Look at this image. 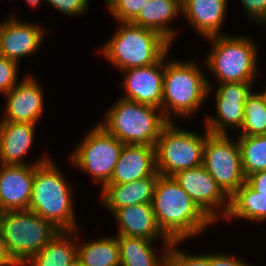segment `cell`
<instances>
[{
	"label": "cell",
	"instance_id": "obj_1",
	"mask_svg": "<svg viewBox=\"0 0 266 266\" xmlns=\"http://www.w3.org/2000/svg\"><path fill=\"white\" fill-rule=\"evenodd\" d=\"M151 204L158 227L170 241L196 239L215 224L173 176L159 175Z\"/></svg>",
	"mask_w": 266,
	"mask_h": 266
},
{
	"label": "cell",
	"instance_id": "obj_2",
	"mask_svg": "<svg viewBox=\"0 0 266 266\" xmlns=\"http://www.w3.org/2000/svg\"><path fill=\"white\" fill-rule=\"evenodd\" d=\"M172 49L165 54L162 93V113L169 122L193 119L208 99V81L204 61L170 58ZM204 68H203V65ZM205 72V73H204ZM177 119V120H175Z\"/></svg>",
	"mask_w": 266,
	"mask_h": 266
},
{
	"label": "cell",
	"instance_id": "obj_3",
	"mask_svg": "<svg viewBox=\"0 0 266 266\" xmlns=\"http://www.w3.org/2000/svg\"><path fill=\"white\" fill-rule=\"evenodd\" d=\"M35 165L29 210L50 221L59 230L81 228L75 211V190L67 174L54 162ZM64 173V174H63Z\"/></svg>",
	"mask_w": 266,
	"mask_h": 266
},
{
	"label": "cell",
	"instance_id": "obj_4",
	"mask_svg": "<svg viewBox=\"0 0 266 266\" xmlns=\"http://www.w3.org/2000/svg\"><path fill=\"white\" fill-rule=\"evenodd\" d=\"M111 37L98 49L118 72L157 63L173 45L158 32L130 22H115Z\"/></svg>",
	"mask_w": 266,
	"mask_h": 266
},
{
	"label": "cell",
	"instance_id": "obj_5",
	"mask_svg": "<svg viewBox=\"0 0 266 266\" xmlns=\"http://www.w3.org/2000/svg\"><path fill=\"white\" fill-rule=\"evenodd\" d=\"M228 33L205 38L204 41L210 42L203 60L210 72L207 75H213L217 84L256 82L260 73L259 43L251 35Z\"/></svg>",
	"mask_w": 266,
	"mask_h": 266
},
{
	"label": "cell",
	"instance_id": "obj_6",
	"mask_svg": "<svg viewBox=\"0 0 266 266\" xmlns=\"http://www.w3.org/2000/svg\"><path fill=\"white\" fill-rule=\"evenodd\" d=\"M97 123L123 144L155 146L169 121L160 108L119 97Z\"/></svg>",
	"mask_w": 266,
	"mask_h": 266
},
{
	"label": "cell",
	"instance_id": "obj_7",
	"mask_svg": "<svg viewBox=\"0 0 266 266\" xmlns=\"http://www.w3.org/2000/svg\"><path fill=\"white\" fill-rule=\"evenodd\" d=\"M59 231L50 221L29 209L1 214L0 236L17 266H24Z\"/></svg>",
	"mask_w": 266,
	"mask_h": 266
},
{
	"label": "cell",
	"instance_id": "obj_8",
	"mask_svg": "<svg viewBox=\"0 0 266 266\" xmlns=\"http://www.w3.org/2000/svg\"><path fill=\"white\" fill-rule=\"evenodd\" d=\"M179 125V121L169 122L156 141V169L162 176L203 165L204 145L210 132L205 127L199 133Z\"/></svg>",
	"mask_w": 266,
	"mask_h": 266
},
{
	"label": "cell",
	"instance_id": "obj_9",
	"mask_svg": "<svg viewBox=\"0 0 266 266\" xmlns=\"http://www.w3.org/2000/svg\"><path fill=\"white\" fill-rule=\"evenodd\" d=\"M82 138L68 154L69 164L90 176L95 184L100 185L101 191L110 181L124 144L106 132L97 121Z\"/></svg>",
	"mask_w": 266,
	"mask_h": 266
},
{
	"label": "cell",
	"instance_id": "obj_10",
	"mask_svg": "<svg viewBox=\"0 0 266 266\" xmlns=\"http://www.w3.org/2000/svg\"><path fill=\"white\" fill-rule=\"evenodd\" d=\"M203 167L228 198L246 182L240 147L237 138L231 135H207L203 150Z\"/></svg>",
	"mask_w": 266,
	"mask_h": 266
},
{
	"label": "cell",
	"instance_id": "obj_11",
	"mask_svg": "<svg viewBox=\"0 0 266 266\" xmlns=\"http://www.w3.org/2000/svg\"><path fill=\"white\" fill-rule=\"evenodd\" d=\"M211 80L207 78L208 98L214 94L216 113L205 115L204 127L211 134L230 135L242 126L245 101L256 82H225L215 86Z\"/></svg>",
	"mask_w": 266,
	"mask_h": 266
},
{
	"label": "cell",
	"instance_id": "obj_12",
	"mask_svg": "<svg viewBox=\"0 0 266 266\" xmlns=\"http://www.w3.org/2000/svg\"><path fill=\"white\" fill-rule=\"evenodd\" d=\"M0 20V55L19 65L40 50L48 29L36 21H25L12 12ZM36 22V23H35Z\"/></svg>",
	"mask_w": 266,
	"mask_h": 266
},
{
	"label": "cell",
	"instance_id": "obj_13",
	"mask_svg": "<svg viewBox=\"0 0 266 266\" xmlns=\"http://www.w3.org/2000/svg\"><path fill=\"white\" fill-rule=\"evenodd\" d=\"M173 177L215 224L223 221L228 213L229 198L203 165L181 170Z\"/></svg>",
	"mask_w": 266,
	"mask_h": 266
},
{
	"label": "cell",
	"instance_id": "obj_14",
	"mask_svg": "<svg viewBox=\"0 0 266 266\" xmlns=\"http://www.w3.org/2000/svg\"><path fill=\"white\" fill-rule=\"evenodd\" d=\"M8 93L4 94L5 104L0 120L11 122H29L37 124L44 115L45 92L37 77L28 72Z\"/></svg>",
	"mask_w": 266,
	"mask_h": 266
},
{
	"label": "cell",
	"instance_id": "obj_15",
	"mask_svg": "<svg viewBox=\"0 0 266 266\" xmlns=\"http://www.w3.org/2000/svg\"><path fill=\"white\" fill-rule=\"evenodd\" d=\"M164 71L165 55L150 66L120 71L123 78L117 85L125 91L120 97L161 109Z\"/></svg>",
	"mask_w": 266,
	"mask_h": 266
},
{
	"label": "cell",
	"instance_id": "obj_16",
	"mask_svg": "<svg viewBox=\"0 0 266 266\" xmlns=\"http://www.w3.org/2000/svg\"><path fill=\"white\" fill-rule=\"evenodd\" d=\"M36 127L38 125L29 122L0 120V164L40 165L51 158L52 154L47 150L34 161H26L38 132Z\"/></svg>",
	"mask_w": 266,
	"mask_h": 266
},
{
	"label": "cell",
	"instance_id": "obj_17",
	"mask_svg": "<svg viewBox=\"0 0 266 266\" xmlns=\"http://www.w3.org/2000/svg\"><path fill=\"white\" fill-rule=\"evenodd\" d=\"M35 165L0 164V211L28 210Z\"/></svg>",
	"mask_w": 266,
	"mask_h": 266
},
{
	"label": "cell",
	"instance_id": "obj_18",
	"mask_svg": "<svg viewBox=\"0 0 266 266\" xmlns=\"http://www.w3.org/2000/svg\"><path fill=\"white\" fill-rule=\"evenodd\" d=\"M182 16L200 38L225 35L229 0H181Z\"/></svg>",
	"mask_w": 266,
	"mask_h": 266
},
{
	"label": "cell",
	"instance_id": "obj_19",
	"mask_svg": "<svg viewBox=\"0 0 266 266\" xmlns=\"http://www.w3.org/2000/svg\"><path fill=\"white\" fill-rule=\"evenodd\" d=\"M157 172L155 146L124 144L108 184H125Z\"/></svg>",
	"mask_w": 266,
	"mask_h": 266
},
{
	"label": "cell",
	"instance_id": "obj_20",
	"mask_svg": "<svg viewBox=\"0 0 266 266\" xmlns=\"http://www.w3.org/2000/svg\"><path fill=\"white\" fill-rule=\"evenodd\" d=\"M111 216L115 218L117 233L130 237L146 238L153 241L171 242L157 225L151 203L122 207Z\"/></svg>",
	"mask_w": 266,
	"mask_h": 266
},
{
	"label": "cell",
	"instance_id": "obj_21",
	"mask_svg": "<svg viewBox=\"0 0 266 266\" xmlns=\"http://www.w3.org/2000/svg\"><path fill=\"white\" fill-rule=\"evenodd\" d=\"M156 172L152 176L145 177L125 184H107L99 192V202L103 210L113 214L122 207H129L136 204L151 203L154 195L155 184L159 178ZM105 208V209H104Z\"/></svg>",
	"mask_w": 266,
	"mask_h": 266
},
{
	"label": "cell",
	"instance_id": "obj_22",
	"mask_svg": "<svg viewBox=\"0 0 266 266\" xmlns=\"http://www.w3.org/2000/svg\"><path fill=\"white\" fill-rule=\"evenodd\" d=\"M178 16H182L181 0H148L130 23L158 32L173 45L180 36L172 26Z\"/></svg>",
	"mask_w": 266,
	"mask_h": 266
},
{
	"label": "cell",
	"instance_id": "obj_23",
	"mask_svg": "<svg viewBox=\"0 0 266 266\" xmlns=\"http://www.w3.org/2000/svg\"><path fill=\"white\" fill-rule=\"evenodd\" d=\"M116 238L120 250V266H168V249L171 242L159 243L125 235H116ZM157 242L160 244L159 250L158 246H155Z\"/></svg>",
	"mask_w": 266,
	"mask_h": 266
},
{
	"label": "cell",
	"instance_id": "obj_24",
	"mask_svg": "<svg viewBox=\"0 0 266 266\" xmlns=\"http://www.w3.org/2000/svg\"><path fill=\"white\" fill-rule=\"evenodd\" d=\"M83 230L82 227L77 229V258L84 266H120L116 235H103L97 239L83 241L80 238Z\"/></svg>",
	"mask_w": 266,
	"mask_h": 266
},
{
	"label": "cell",
	"instance_id": "obj_25",
	"mask_svg": "<svg viewBox=\"0 0 266 266\" xmlns=\"http://www.w3.org/2000/svg\"><path fill=\"white\" fill-rule=\"evenodd\" d=\"M234 219V220H233ZM235 219L262 223L266 221V194L255 191L245 182L230 198L229 209L225 218L226 223Z\"/></svg>",
	"mask_w": 266,
	"mask_h": 266
},
{
	"label": "cell",
	"instance_id": "obj_26",
	"mask_svg": "<svg viewBox=\"0 0 266 266\" xmlns=\"http://www.w3.org/2000/svg\"><path fill=\"white\" fill-rule=\"evenodd\" d=\"M77 258V230H60L24 266H68Z\"/></svg>",
	"mask_w": 266,
	"mask_h": 266
},
{
	"label": "cell",
	"instance_id": "obj_27",
	"mask_svg": "<svg viewBox=\"0 0 266 266\" xmlns=\"http://www.w3.org/2000/svg\"><path fill=\"white\" fill-rule=\"evenodd\" d=\"M245 177L266 170V135L237 136Z\"/></svg>",
	"mask_w": 266,
	"mask_h": 266
},
{
	"label": "cell",
	"instance_id": "obj_28",
	"mask_svg": "<svg viewBox=\"0 0 266 266\" xmlns=\"http://www.w3.org/2000/svg\"><path fill=\"white\" fill-rule=\"evenodd\" d=\"M237 133L238 136L266 135V108L257 89H253L245 101L244 120Z\"/></svg>",
	"mask_w": 266,
	"mask_h": 266
},
{
	"label": "cell",
	"instance_id": "obj_29",
	"mask_svg": "<svg viewBox=\"0 0 266 266\" xmlns=\"http://www.w3.org/2000/svg\"><path fill=\"white\" fill-rule=\"evenodd\" d=\"M184 241H171L168 249V266H211V252L194 254L179 246Z\"/></svg>",
	"mask_w": 266,
	"mask_h": 266
},
{
	"label": "cell",
	"instance_id": "obj_30",
	"mask_svg": "<svg viewBox=\"0 0 266 266\" xmlns=\"http://www.w3.org/2000/svg\"><path fill=\"white\" fill-rule=\"evenodd\" d=\"M148 0H110L106 11L115 22H130Z\"/></svg>",
	"mask_w": 266,
	"mask_h": 266
},
{
	"label": "cell",
	"instance_id": "obj_31",
	"mask_svg": "<svg viewBox=\"0 0 266 266\" xmlns=\"http://www.w3.org/2000/svg\"><path fill=\"white\" fill-rule=\"evenodd\" d=\"M19 64L0 55V95L11 91L22 79L19 78Z\"/></svg>",
	"mask_w": 266,
	"mask_h": 266
},
{
	"label": "cell",
	"instance_id": "obj_32",
	"mask_svg": "<svg viewBox=\"0 0 266 266\" xmlns=\"http://www.w3.org/2000/svg\"><path fill=\"white\" fill-rule=\"evenodd\" d=\"M50 7L54 8L60 14L69 18L84 16L89 10L91 0H45Z\"/></svg>",
	"mask_w": 266,
	"mask_h": 266
},
{
	"label": "cell",
	"instance_id": "obj_33",
	"mask_svg": "<svg viewBox=\"0 0 266 266\" xmlns=\"http://www.w3.org/2000/svg\"><path fill=\"white\" fill-rule=\"evenodd\" d=\"M245 13V17L250 22L263 28L266 25V0H239Z\"/></svg>",
	"mask_w": 266,
	"mask_h": 266
},
{
	"label": "cell",
	"instance_id": "obj_34",
	"mask_svg": "<svg viewBox=\"0 0 266 266\" xmlns=\"http://www.w3.org/2000/svg\"><path fill=\"white\" fill-rule=\"evenodd\" d=\"M215 251L211 252V266H253L251 263H247L243 257L240 258L234 253Z\"/></svg>",
	"mask_w": 266,
	"mask_h": 266
},
{
	"label": "cell",
	"instance_id": "obj_35",
	"mask_svg": "<svg viewBox=\"0 0 266 266\" xmlns=\"http://www.w3.org/2000/svg\"><path fill=\"white\" fill-rule=\"evenodd\" d=\"M246 182L260 194H266V170L258 171L246 177Z\"/></svg>",
	"mask_w": 266,
	"mask_h": 266
},
{
	"label": "cell",
	"instance_id": "obj_36",
	"mask_svg": "<svg viewBox=\"0 0 266 266\" xmlns=\"http://www.w3.org/2000/svg\"><path fill=\"white\" fill-rule=\"evenodd\" d=\"M0 266H17L16 263L9 256L5 244L0 236Z\"/></svg>",
	"mask_w": 266,
	"mask_h": 266
},
{
	"label": "cell",
	"instance_id": "obj_37",
	"mask_svg": "<svg viewBox=\"0 0 266 266\" xmlns=\"http://www.w3.org/2000/svg\"><path fill=\"white\" fill-rule=\"evenodd\" d=\"M25 2V4H27V7H29L30 9H32L33 11L36 9H38L41 5L42 2L45 0H23Z\"/></svg>",
	"mask_w": 266,
	"mask_h": 266
},
{
	"label": "cell",
	"instance_id": "obj_38",
	"mask_svg": "<svg viewBox=\"0 0 266 266\" xmlns=\"http://www.w3.org/2000/svg\"><path fill=\"white\" fill-rule=\"evenodd\" d=\"M68 266H84L78 258H75Z\"/></svg>",
	"mask_w": 266,
	"mask_h": 266
},
{
	"label": "cell",
	"instance_id": "obj_39",
	"mask_svg": "<svg viewBox=\"0 0 266 266\" xmlns=\"http://www.w3.org/2000/svg\"><path fill=\"white\" fill-rule=\"evenodd\" d=\"M263 90L261 91H259L260 92V94H261V96H262V98H263V101H264V103H265V108H266V86L265 87H263L262 88Z\"/></svg>",
	"mask_w": 266,
	"mask_h": 266
},
{
	"label": "cell",
	"instance_id": "obj_40",
	"mask_svg": "<svg viewBox=\"0 0 266 266\" xmlns=\"http://www.w3.org/2000/svg\"><path fill=\"white\" fill-rule=\"evenodd\" d=\"M104 1V0H103ZM110 0H105L104 1V6L109 2Z\"/></svg>",
	"mask_w": 266,
	"mask_h": 266
}]
</instances>
